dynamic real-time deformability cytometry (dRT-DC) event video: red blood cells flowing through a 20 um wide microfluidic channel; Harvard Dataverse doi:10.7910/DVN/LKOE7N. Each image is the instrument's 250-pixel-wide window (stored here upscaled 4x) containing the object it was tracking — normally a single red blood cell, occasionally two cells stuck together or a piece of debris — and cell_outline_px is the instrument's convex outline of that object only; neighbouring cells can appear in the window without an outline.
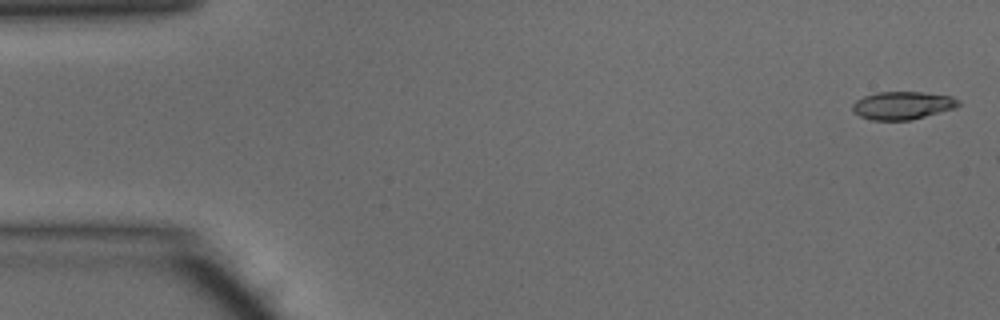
{"species": "common noctule bat (a hibernating species)", "species_latin": "Nyctalus noctula", "temperature_condition": "warm", "stored_images_in_passage": 6, "camera_frame_rate_fps": 3000, "um_per_image_px": 0.085, "animal": {"sex": "male", "body_mass_g": 15.6}, "frame": {"image": 1, "passage_image": 1, "time_ms": 0.0, "image_size_px": [1000, 320], "cell_outline_px": [[960, 104], [956, 108], [912, 120], [872, 120], [860, 116], [852, 112], [852, 104], [856, 100], [864, 96], [876, 92], [924, 92], [952, 96], [960, 100]], "centroid_in_image_um": [76.73, 8.96], "position_along_channel_um": 8.3, "area_um2": 17.46}}